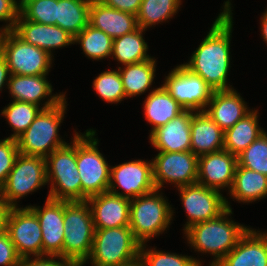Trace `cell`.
<instances>
[{"label": "cell", "mask_w": 267, "mask_h": 266, "mask_svg": "<svg viewBox=\"0 0 267 266\" xmlns=\"http://www.w3.org/2000/svg\"><path fill=\"white\" fill-rule=\"evenodd\" d=\"M221 12L211 25L206 37L183 65L199 75L214 90H229L231 60L230 44L233 32V13L230 0L223 3Z\"/></svg>", "instance_id": "obj_1"}, {"label": "cell", "mask_w": 267, "mask_h": 266, "mask_svg": "<svg viewBox=\"0 0 267 266\" xmlns=\"http://www.w3.org/2000/svg\"><path fill=\"white\" fill-rule=\"evenodd\" d=\"M232 209H227L219 217L193 224L183 234L188 246L196 252L210 254L213 259L209 266L217 265L237 244L249 226L235 222L231 218ZM230 216V218H229Z\"/></svg>", "instance_id": "obj_2"}, {"label": "cell", "mask_w": 267, "mask_h": 266, "mask_svg": "<svg viewBox=\"0 0 267 266\" xmlns=\"http://www.w3.org/2000/svg\"><path fill=\"white\" fill-rule=\"evenodd\" d=\"M161 191L155 189L130 201L129 227L141 245L167 231L174 219V209Z\"/></svg>", "instance_id": "obj_3"}, {"label": "cell", "mask_w": 267, "mask_h": 266, "mask_svg": "<svg viewBox=\"0 0 267 266\" xmlns=\"http://www.w3.org/2000/svg\"><path fill=\"white\" fill-rule=\"evenodd\" d=\"M66 99L54 107L43 109L16 139L20 154L47 158L55 149L67 144L58 133L68 106Z\"/></svg>", "instance_id": "obj_4"}, {"label": "cell", "mask_w": 267, "mask_h": 266, "mask_svg": "<svg viewBox=\"0 0 267 266\" xmlns=\"http://www.w3.org/2000/svg\"><path fill=\"white\" fill-rule=\"evenodd\" d=\"M96 130L76 134V164L82 183V201L108 191L111 166L100 152Z\"/></svg>", "instance_id": "obj_5"}, {"label": "cell", "mask_w": 267, "mask_h": 266, "mask_svg": "<svg viewBox=\"0 0 267 266\" xmlns=\"http://www.w3.org/2000/svg\"><path fill=\"white\" fill-rule=\"evenodd\" d=\"M71 142L55 149L46 158L48 198L61 201H82V183L76 164V130Z\"/></svg>", "instance_id": "obj_6"}, {"label": "cell", "mask_w": 267, "mask_h": 266, "mask_svg": "<svg viewBox=\"0 0 267 266\" xmlns=\"http://www.w3.org/2000/svg\"><path fill=\"white\" fill-rule=\"evenodd\" d=\"M94 232L92 213L87 201H64L62 258L82 266L91 254Z\"/></svg>", "instance_id": "obj_7"}, {"label": "cell", "mask_w": 267, "mask_h": 266, "mask_svg": "<svg viewBox=\"0 0 267 266\" xmlns=\"http://www.w3.org/2000/svg\"><path fill=\"white\" fill-rule=\"evenodd\" d=\"M141 244L134 238L129 226L95 229L92 251L82 265L119 266L140 255Z\"/></svg>", "instance_id": "obj_8"}, {"label": "cell", "mask_w": 267, "mask_h": 266, "mask_svg": "<svg viewBox=\"0 0 267 266\" xmlns=\"http://www.w3.org/2000/svg\"><path fill=\"white\" fill-rule=\"evenodd\" d=\"M46 158L18 154L6 182L0 188V200L6 208L19 207L23 197L46 186Z\"/></svg>", "instance_id": "obj_9"}, {"label": "cell", "mask_w": 267, "mask_h": 266, "mask_svg": "<svg viewBox=\"0 0 267 266\" xmlns=\"http://www.w3.org/2000/svg\"><path fill=\"white\" fill-rule=\"evenodd\" d=\"M0 49L10 74L48 75L53 59L47 51L19 38L12 30L0 32Z\"/></svg>", "instance_id": "obj_10"}, {"label": "cell", "mask_w": 267, "mask_h": 266, "mask_svg": "<svg viewBox=\"0 0 267 266\" xmlns=\"http://www.w3.org/2000/svg\"><path fill=\"white\" fill-rule=\"evenodd\" d=\"M3 229L22 259L43 257L41 226L36 214L28 206L6 208Z\"/></svg>", "instance_id": "obj_11"}, {"label": "cell", "mask_w": 267, "mask_h": 266, "mask_svg": "<svg viewBox=\"0 0 267 266\" xmlns=\"http://www.w3.org/2000/svg\"><path fill=\"white\" fill-rule=\"evenodd\" d=\"M162 83L185 110L194 112L205 111L214 91L202 77L192 73L183 64L174 67Z\"/></svg>", "instance_id": "obj_12"}, {"label": "cell", "mask_w": 267, "mask_h": 266, "mask_svg": "<svg viewBox=\"0 0 267 266\" xmlns=\"http://www.w3.org/2000/svg\"><path fill=\"white\" fill-rule=\"evenodd\" d=\"M177 189L187 217L183 231L193 224L215 219L227 209H232L230 202L222 192L199 183L181 186Z\"/></svg>", "instance_id": "obj_13"}, {"label": "cell", "mask_w": 267, "mask_h": 266, "mask_svg": "<svg viewBox=\"0 0 267 266\" xmlns=\"http://www.w3.org/2000/svg\"><path fill=\"white\" fill-rule=\"evenodd\" d=\"M155 189L152 159H136L111 166L108 188L110 193L133 199Z\"/></svg>", "instance_id": "obj_14"}, {"label": "cell", "mask_w": 267, "mask_h": 266, "mask_svg": "<svg viewBox=\"0 0 267 266\" xmlns=\"http://www.w3.org/2000/svg\"><path fill=\"white\" fill-rule=\"evenodd\" d=\"M158 152L152 158L156 189L162 190L165 183L175 188L197 183L198 157L192 151Z\"/></svg>", "instance_id": "obj_15"}, {"label": "cell", "mask_w": 267, "mask_h": 266, "mask_svg": "<svg viewBox=\"0 0 267 266\" xmlns=\"http://www.w3.org/2000/svg\"><path fill=\"white\" fill-rule=\"evenodd\" d=\"M237 165L238 157L225 149L199 156L197 183L220 192L227 188L229 192Z\"/></svg>", "instance_id": "obj_16"}, {"label": "cell", "mask_w": 267, "mask_h": 266, "mask_svg": "<svg viewBox=\"0 0 267 266\" xmlns=\"http://www.w3.org/2000/svg\"><path fill=\"white\" fill-rule=\"evenodd\" d=\"M36 214L41 230L43 256L62 258L64 241V201L46 198L43 207L28 205Z\"/></svg>", "instance_id": "obj_17"}, {"label": "cell", "mask_w": 267, "mask_h": 266, "mask_svg": "<svg viewBox=\"0 0 267 266\" xmlns=\"http://www.w3.org/2000/svg\"><path fill=\"white\" fill-rule=\"evenodd\" d=\"M48 75H14L11 74L8 87L9 94L13 100L33 103L41 106L43 109H48L56 106L65 97L66 92H59L52 95L53 86L48 81ZM44 100V101H43ZM46 100V101H45Z\"/></svg>", "instance_id": "obj_18"}, {"label": "cell", "mask_w": 267, "mask_h": 266, "mask_svg": "<svg viewBox=\"0 0 267 266\" xmlns=\"http://www.w3.org/2000/svg\"><path fill=\"white\" fill-rule=\"evenodd\" d=\"M23 41L47 51L74 45V37L57 25H46L25 20L20 14L12 30Z\"/></svg>", "instance_id": "obj_19"}, {"label": "cell", "mask_w": 267, "mask_h": 266, "mask_svg": "<svg viewBox=\"0 0 267 266\" xmlns=\"http://www.w3.org/2000/svg\"><path fill=\"white\" fill-rule=\"evenodd\" d=\"M95 229H108L129 226L131 199L109 191L89 197Z\"/></svg>", "instance_id": "obj_20"}, {"label": "cell", "mask_w": 267, "mask_h": 266, "mask_svg": "<svg viewBox=\"0 0 267 266\" xmlns=\"http://www.w3.org/2000/svg\"><path fill=\"white\" fill-rule=\"evenodd\" d=\"M195 112L185 110L149 135L153 148L164 152H184L191 148V118Z\"/></svg>", "instance_id": "obj_21"}, {"label": "cell", "mask_w": 267, "mask_h": 266, "mask_svg": "<svg viewBox=\"0 0 267 266\" xmlns=\"http://www.w3.org/2000/svg\"><path fill=\"white\" fill-rule=\"evenodd\" d=\"M215 266H267V232L252 227Z\"/></svg>", "instance_id": "obj_22"}, {"label": "cell", "mask_w": 267, "mask_h": 266, "mask_svg": "<svg viewBox=\"0 0 267 266\" xmlns=\"http://www.w3.org/2000/svg\"><path fill=\"white\" fill-rule=\"evenodd\" d=\"M251 110L240 93L232 88L213 91L205 112L225 132Z\"/></svg>", "instance_id": "obj_23"}, {"label": "cell", "mask_w": 267, "mask_h": 266, "mask_svg": "<svg viewBox=\"0 0 267 266\" xmlns=\"http://www.w3.org/2000/svg\"><path fill=\"white\" fill-rule=\"evenodd\" d=\"M89 25L105 32L112 39L138 28L136 15L109 7L99 0H91Z\"/></svg>", "instance_id": "obj_24"}, {"label": "cell", "mask_w": 267, "mask_h": 266, "mask_svg": "<svg viewBox=\"0 0 267 266\" xmlns=\"http://www.w3.org/2000/svg\"><path fill=\"white\" fill-rule=\"evenodd\" d=\"M191 148L197 157L220 151L224 147V131L204 112L191 118Z\"/></svg>", "instance_id": "obj_25"}, {"label": "cell", "mask_w": 267, "mask_h": 266, "mask_svg": "<svg viewBox=\"0 0 267 266\" xmlns=\"http://www.w3.org/2000/svg\"><path fill=\"white\" fill-rule=\"evenodd\" d=\"M143 108L145 119L151 125L150 134L185 111L162 84L149 92Z\"/></svg>", "instance_id": "obj_26"}, {"label": "cell", "mask_w": 267, "mask_h": 266, "mask_svg": "<svg viewBox=\"0 0 267 266\" xmlns=\"http://www.w3.org/2000/svg\"><path fill=\"white\" fill-rule=\"evenodd\" d=\"M228 194L239 203H252L267 197V176L237 165Z\"/></svg>", "instance_id": "obj_27"}, {"label": "cell", "mask_w": 267, "mask_h": 266, "mask_svg": "<svg viewBox=\"0 0 267 266\" xmlns=\"http://www.w3.org/2000/svg\"><path fill=\"white\" fill-rule=\"evenodd\" d=\"M258 114V109L251 110L233 127L227 129L224 132L223 149L238 156L258 139L266 131L259 125Z\"/></svg>", "instance_id": "obj_28"}, {"label": "cell", "mask_w": 267, "mask_h": 266, "mask_svg": "<svg viewBox=\"0 0 267 266\" xmlns=\"http://www.w3.org/2000/svg\"><path fill=\"white\" fill-rule=\"evenodd\" d=\"M156 62L153 57L143 62L118 67L126 99L141 96L146 91H150L156 76Z\"/></svg>", "instance_id": "obj_29"}, {"label": "cell", "mask_w": 267, "mask_h": 266, "mask_svg": "<svg viewBox=\"0 0 267 266\" xmlns=\"http://www.w3.org/2000/svg\"><path fill=\"white\" fill-rule=\"evenodd\" d=\"M144 30L138 27L131 33L113 39L112 59L119 64L128 65L152 59L148 55V44L145 42Z\"/></svg>", "instance_id": "obj_30"}, {"label": "cell", "mask_w": 267, "mask_h": 266, "mask_svg": "<svg viewBox=\"0 0 267 266\" xmlns=\"http://www.w3.org/2000/svg\"><path fill=\"white\" fill-rule=\"evenodd\" d=\"M91 0H57L56 25L74 38L89 24Z\"/></svg>", "instance_id": "obj_31"}, {"label": "cell", "mask_w": 267, "mask_h": 266, "mask_svg": "<svg viewBox=\"0 0 267 266\" xmlns=\"http://www.w3.org/2000/svg\"><path fill=\"white\" fill-rule=\"evenodd\" d=\"M182 0H142L136 15L138 27L147 30L159 23L168 22L180 10Z\"/></svg>", "instance_id": "obj_32"}, {"label": "cell", "mask_w": 267, "mask_h": 266, "mask_svg": "<svg viewBox=\"0 0 267 266\" xmlns=\"http://www.w3.org/2000/svg\"><path fill=\"white\" fill-rule=\"evenodd\" d=\"M74 44L81 45L85 56L92 61L110 58L112 55L113 39L89 24L74 38Z\"/></svg>", "instance_id": "obj_33"}, {"label": "cell", "mask_w": 267, "mask_h": 266, "mask_svg": "<svg viewBox=\"0 0 267 266\" xmlns=\"http://www.w3.org/2000/svg\"><path fill=\"white\" fill-rule=\"evenodd\" d=\"M43 110L41 106L33 103L12 100L1 110V115L6 118L13 134L9 138L17 139L34 121Z\"/></svg>", "instance_id": "obj_34"}, {"label": "cell", "mask_w": 267, "mask_h": 266, "mask_svg": "<svg viewBox=\"0 0 267 266\" xmlns=\"http://www.w3.org/2000/svg\"><path fill=\"white\" fill-rule=\"evenodd\" d=\"M92 83L98 97L107 103L118 104L126 99L118 69L101 72Z\"/></svg>", "instance_id": "obj_35"}, {"label": "cell", "mask_w": 267, "mask_h": 266, "mask_svg": "<svg viewBox=\"0 0 267 266\" xmlns=\"http://www.w3.org/2000/svg\"><path fill=\"white\" fill-rule=\"evenodd\" d=\"M147 243L140 246V257L146 266H203L196 257L147 248Z\"/></svg>", "instance_id": "obj_36"}, {"label": "cell", "mask_w": 267, "mask_h": 266, "mask_svg": "<svg viewBox=\"0 0 267 266\" xmlns=\"http://www.w3.org/2000/svg\"><path fill=\"white\" fill-rule=\"evenodd\" d=\"M241 167L267 176V131L251 143L238 156Z\"/></svg>", "instance_id": "obj_37"}, {"label": "cell", "mask_w": 267, "mask_h": 266, "mask_svg": "<svg viewBox=\"0 0 267 266\" xmlns=\"http://www.w3.org/2000/svg\"><path fill=\"white\" fill-rule=\"evenodd\" d=\"M57 0H27L19 7V14L31 22L56 25Z\"/></svg>", "instance_id": "obj_38"}, {"label": "cell", "mask_w": 267, "mask_h": 266, "mask_svg": "<svg viewBox=\"0 0 267 266\" xmlns=\"http://www.w3.org/2000/svg\"><path fill=\"white\" fill-rule=\"evenodd\" d=\"M18 154L19 149L16 139L9 137L0 139V188L6 182Z\"/></svg>", "instance_id": "obj_39"}, {"label": "cell", "mask_w": 267, "mask_h": 266, "mask_svg": "<svg viewBox=\"0 0 267 266\" xmlns=\"http://www.w3.org/2000/svg\"><path fill=\"white\" fill-rule=\"evenodd\" d=\"M22 258L4 229L0 230V266H20Z\"/></svg>", "instance_id": "obj_40"}, {"label": "cell", "mask_w": 267, "mask_h": 266, "mask_svg": "<svg viewBox=\"0 0 267 266\" xmlns=\"http://www.w3.org/2000/svg\"><path fill=\"white\" fill-rule=\"evenodd\" d=\"M19 16V6L14 0H0V21L6 25L0 27V32L13 30Z\"/></svg>", "instance_id": "obj_41"}, {"label": "cell", "mask_w": 267, "mask_h": 266, "mask_svg": "<svg viewBox=\"0 0 267 266\" xmlns=\"http://www.w3.org/2000/svg\"><path fill=\"white\" fill-rule=\"evenodd\" d=\"M20 266H81L79 263L59 256L26 257Z\"/></svg>", "instance_id": "obj_42"}, {"label": "cell", "mask_w": 267, "mask_h": 266, "mask_svg": "<svg viewBox=\"0 0 267 266\" xmlns=\"http://www.w3.org/2000/svg\"><path fill=\"white\" fill-rule=\"evenodd\" d=\"M103 4L120 10L122 12L137 15L142 3V0H99Z\"/></svg>", "instance_id": "obj_43"}, {"label": "cell", "mask_w": 267, "mask_h": 266, "mask_svg": "<svg viewBox=\"0 0 267 266\" xmlns=\"http://www.w3.org/2000/svg\"><path fill=\"white\" fill-rule=\"evenodd\" d=\"M10 71L8 68V65L6 63V61L1 57L0 58V91L2 92V90L8 87V81L10 78Z\"/></svg>", "instance_id": "obj_44"}, {"label": "cell", "mask_w": 267, "mask_h": 266, "mask_svg": "<svg viewBox=\"0 0 267 266\" xmlns=\"http://www.w3.org/2000/svg\"><path fill=\"white\" fill-rule=\"evenodd\" d=\"M260 33L263 41L267 44V8L260 18Z\"/></svg>", "instance_id": "obj_45"}, {"label": "cell", "mask_w": 267, "mask_h": 266, "mask_svg": "<svg viewBox=\"0 0 267 266\" xmlns=\"http://www.w3.org/2000/svg\"><path fill=\"white\" fill-rule=\"evenodd\" d=\"M119 266H146L143 259L140 257V255L135 258L134 260L127 262L125 264L119 265Z\"/></svg>", "instance_id": "obj_46"}, {"label": "cell", "mask_w": 267, "mask_h": 266, "mask_svg": "<svg viewBox=\"0 0 267 266\" xmlns=\"http://www.w3.org/2000/svg\"><path fill=\"white\" fill-rule=\"evenodd\" d=\"M6 207L4 203L0 200V230L3 229V219L5 214Z\"/></svg>", "instance_id": "obj_47"}, {"label": "cell", "mask_w": 267, "mask_h": 266, "mask_svg": "<svg viewBox=\"0 0 267 266\" xmlns=\"http://www.w3.org/2000/svg\"><path fill=\"white\" fill-rule=\"evenodd\" d=\"M16 4L20 7L22 4H24L27 0H14Z\"/></svg>", "instance_id": "obj_48"}]
</instances>
